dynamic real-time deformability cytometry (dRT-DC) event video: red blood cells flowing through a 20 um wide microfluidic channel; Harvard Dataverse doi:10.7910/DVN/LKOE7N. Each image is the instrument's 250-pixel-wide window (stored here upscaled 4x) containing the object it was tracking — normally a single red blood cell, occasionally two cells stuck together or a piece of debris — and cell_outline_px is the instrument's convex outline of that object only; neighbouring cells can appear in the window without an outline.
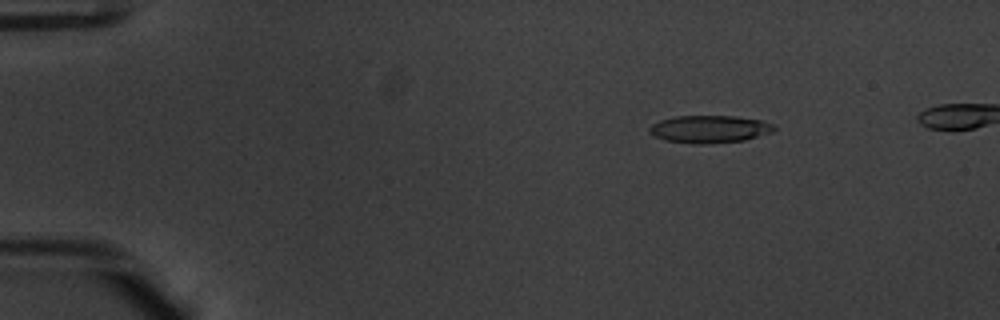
{"species": "common noctule bat (a hibernating species)", "species_latin": "Nyctalus noctula", "temperature_condition": "warm", "stored_images_in_passage": 15, "camera_frame_rate_fps": 3000, "um_per_image_px": 0.085, "animal": {"sex": "male", "body_mass_g": 20.1, "forearm_length_mm": 53.5}, "frame": {"image": 1, "passage_image": 9, "time_ms": 2.667, "image_size_px": [1000, 320], "cell_outline_px": [[776, 128], [772, 132], [744, 140], [708, 144], [692, 144], [664, 140], [648, 132], [648, 128], [652, 124], [660, 120], [672, 116], [736, 116], [760, 120], [772, 124]], "centroid_in_image_um": [60.27, 10.97], "position_along_channel_um": 24.7, "area_um2": 20.06}}